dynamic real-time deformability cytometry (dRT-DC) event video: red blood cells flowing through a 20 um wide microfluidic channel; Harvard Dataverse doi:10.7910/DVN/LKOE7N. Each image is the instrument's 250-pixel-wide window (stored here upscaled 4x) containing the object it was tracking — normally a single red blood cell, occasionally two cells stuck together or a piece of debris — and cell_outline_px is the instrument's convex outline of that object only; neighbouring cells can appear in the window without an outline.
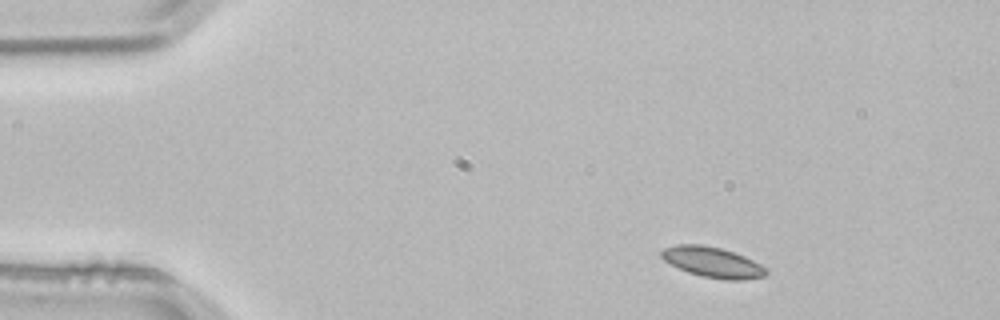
{"species": "common noctule bat (a hibernating species)", "species_latin": "Nyctalus noctula", "temperature_condition": "room temperature", "stored_images_in_passage": 3, "camera_frame_rate_fps": 3000, "um_per_image_px": 0.085, "animal": {"sex": "male", "body_mass_g": 21.5, "forearm_length_mm": 52.0}, "frame": {"image": 1, "passage_image": 1, "time_ms": 0.0, "image_size_px": [1000, 320], "cell_outline_px": [[768, 272], [764, 276], [744, 280], [724, 280], [704, 276], [688, 272], [664, 260], [660, 256], [660, 252], [664, 248], [676, 244], [700, 244], [720, 248], [744, 256], [768, 268]], "centroid_in_image_um": [60.58, 22.29], "position_along_channel_um": 24.4, "area_um2": 18.44}}
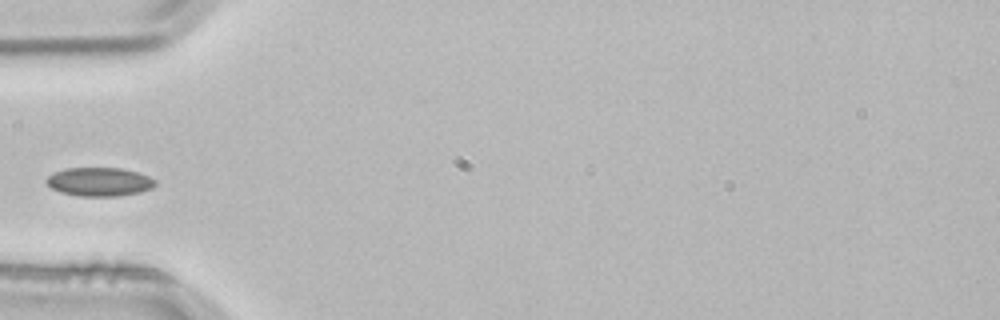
{"frame": {"image": 2, "passage_image": 3, "time_ms": 0.667, "image_size_px": [1000, 320], "cell_outline_px": [[156, 184], [152, 188], [140, 192], [116, 196], [80, 196], [60, 192], [52, 188], [44, 180], [48, 176], [64, 168], [120, 168], [136, 172], [148, 176], [156, 180]], "centroid_in_image_um": [8.44, 15.45], "position_along_channel_um": 76.6, "area_um2": 18.09}}